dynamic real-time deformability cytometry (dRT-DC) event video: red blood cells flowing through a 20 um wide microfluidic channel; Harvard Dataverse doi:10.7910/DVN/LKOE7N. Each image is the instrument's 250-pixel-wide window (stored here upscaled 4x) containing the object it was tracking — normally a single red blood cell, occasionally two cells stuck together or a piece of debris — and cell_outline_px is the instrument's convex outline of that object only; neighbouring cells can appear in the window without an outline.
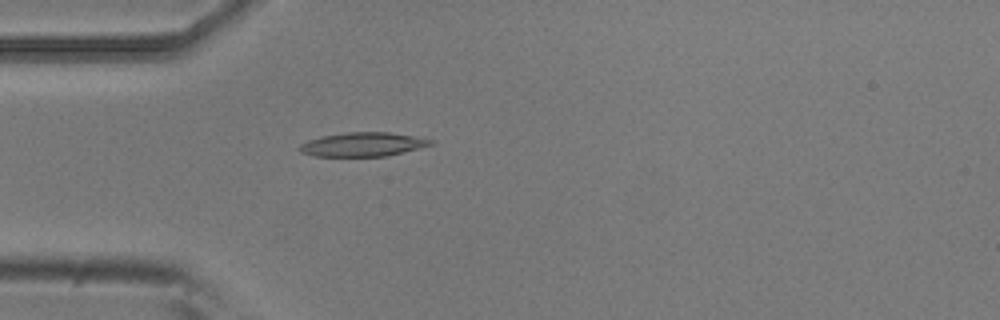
{"species": "common noctule bat (a hibernating species)", "species_latin": "Nyctalus noctula", "temperature_condition": "room temperature", "stored_images_in_passage": 4, "camera_frame_rate_fps": 3000, "um_per_image_px": 0.085, "animal": {"sex": "male", "body_mass_g": 20.5, "forearm_length_mm": 52.5}, "frame": {"image": 1, "passage_image": 4, "time_ms": 1.0, "image_size_px": [1000, 320], "cell_outline_px": [[436, 140], [432, 144], [388, 156], [316, 156], [300, 152], [296, 148], [300, 144], [308, 140], [320, 136], [348, 132], [388, 132]], "centroid_in_image_um": [30.79, 12.27], "position_along_channel_um": 54.2, "area_um2": 18.26}}